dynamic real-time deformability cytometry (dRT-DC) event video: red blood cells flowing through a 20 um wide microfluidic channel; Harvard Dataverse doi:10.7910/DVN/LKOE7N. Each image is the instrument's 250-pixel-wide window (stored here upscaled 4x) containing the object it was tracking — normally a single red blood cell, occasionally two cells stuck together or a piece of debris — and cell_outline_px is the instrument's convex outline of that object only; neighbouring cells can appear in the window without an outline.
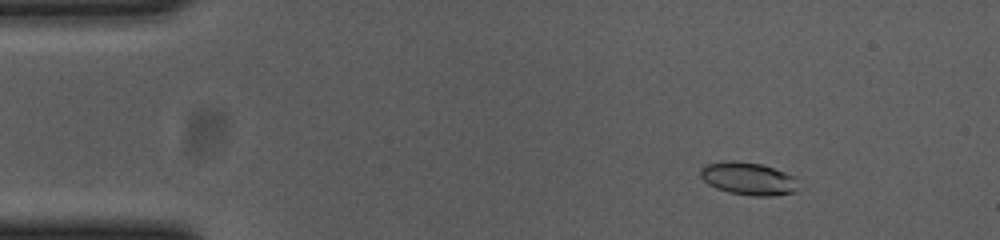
{"species": "common noctule bat (a hibernating species)", "species_latin": "Nyctalus noctula", "temperature_condition": "cold", "stored_images_in_passage": 56, "camera_frame_rate_fps": 3000, "um_per_image_px": 0.085, "animal": {"sex": "female", "body_mass_g": 23.0, "forearm_length_mm": 53.4}, "frame": {"image": 1, "passage_image": 7, "time_ms": 2.0, "image_size_px": [1000, 240], "cell_outline_px": [[796, 192], [772, 196], [752, 196], [728, 192], [716, 188], [708, 184], [700, 176], [700, 168], [704, 164], [724, 160], [736, 160], [760, 164], [796, 176]], "centroid_in_image_um": [63.56, 15.17], "position_along_channel_um": 21.4, "area_um2": 18.84}}
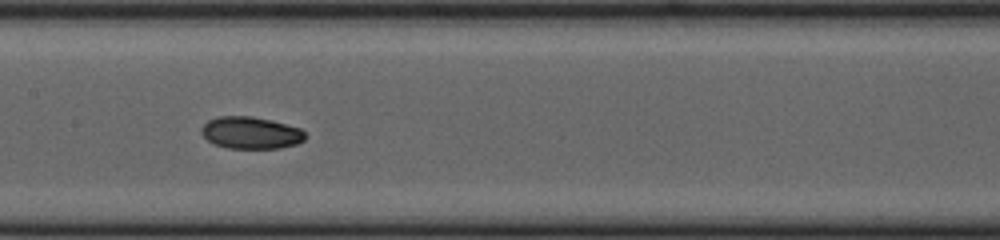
{"frame": {"image": 2, "passage_image": 27, "time_ms": 8.667, "image_size_px": [1000, 240], "cell_outline_px": [[304, 140], [296, 144], [280, 148], [228, 148], [216, 144], [208, 140], [200, 132], [200, 128], [208, 120], [220, 116], [252, 116], [272, 120], [300, 128], [304, 132]], "centroid_in_image_um": [21.31, 11.28], "position_along_channel_um": 186.1, "area_um2": 19.31}}
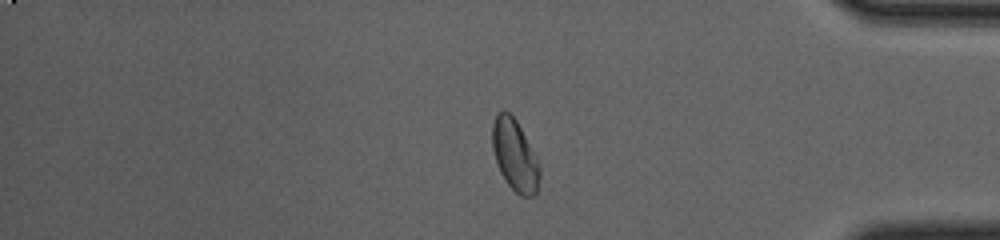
{"frame": {"image": 3, "passage_image": 46, "time_ms": 15.0, "image_size_px": [1000, 240], "cell_outline_px": [[540, 176], [536, 196], [520, 196], [508, 184], [500, 172], [492, 148], [492, 124], [496, 116], [504, 108], [516, 120], [536, 156], [540, 168]], "centroid_in_image_um": [43.77, 13.21], "position_along_channel_um": 391.4, "area_um2": 19.59}, "authors_computed_cell_mechanics": {"area_um2": 19.0162, "velocity_mm_per_s": 3.6635, "shape_relaxation_time_tau1_ms": 5.8502, "shape_relaxation_time_tau2_ms": 2.3302, "deformation_change_tau1": 0.1406, "deformation_change_tau2": 0.0484}}